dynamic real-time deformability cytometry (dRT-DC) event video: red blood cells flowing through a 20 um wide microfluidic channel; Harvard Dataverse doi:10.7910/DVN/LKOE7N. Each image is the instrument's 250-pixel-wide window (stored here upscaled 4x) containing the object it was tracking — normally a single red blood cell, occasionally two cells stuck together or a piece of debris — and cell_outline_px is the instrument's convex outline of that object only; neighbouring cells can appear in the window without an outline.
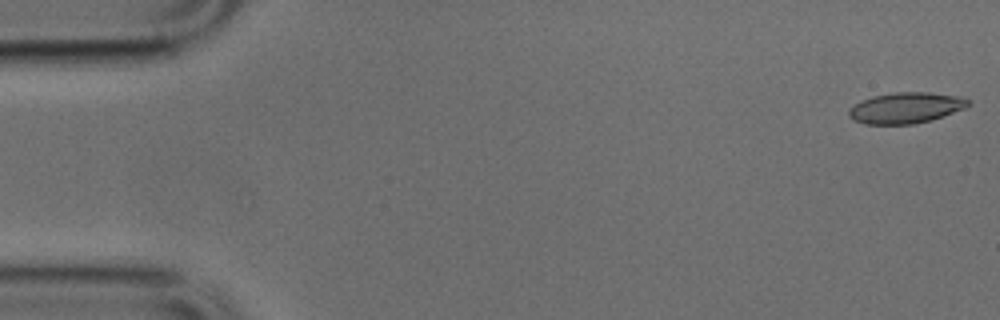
{"species": "common noctule bat (a hibernating species)", "species_latin": "Nyctalus noctula", "temperature_condition": "cold", "stored_images_in_passage": 43, "camera_frame_rate_fps": 3000, "um_per_image_px": 0.085, "animal": {"sex": "male", "body_mass_g": 17.9, "forearm_length_mm": 54.2}, "frame": {"image": 1, "passage_image": 1, "time_ms": 0.0, "image_size_px": [1000, 320], "cell_outline_px": [[972, 104], [964, 108], [932, 120], [916, 124], [864, 124], [852, 120], [848, 116], [848, 108], [872, 96], [896, 92], [928, 92], [964, 96]], "centroid_in_image_um": [77.01, 9.17], "position_along_channel_um": 8.0, "area_um2": 21.68}}
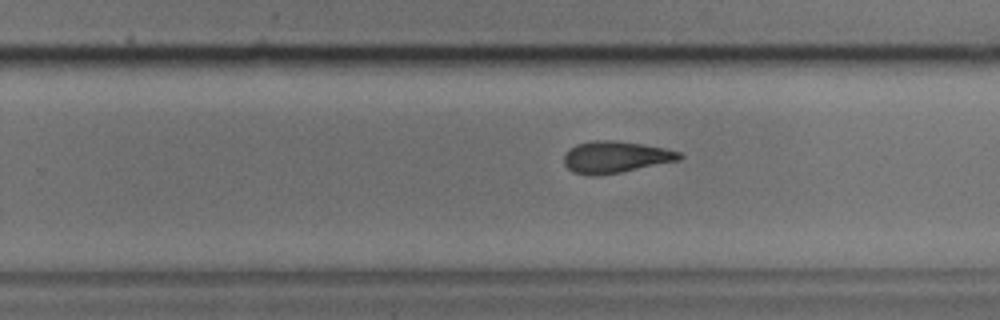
{"frame": {"image": 2, "passage_image": 31, "time_ms": 10.0, "image_size_px": [1000, 320], "cell_outline_px": [[684, 156], [680, 160], [600, 176], [588, 176], [572, 172], [564, 164], [564, 156], [568, 148], [576, 144], [588, 140], [616, 140], [644, 144], [664, 148], [680, 152]], "centroid_in_image_um": [52.28, 13.34], "position_along_channel_um": 277.5, "area_um2": 21.68}}
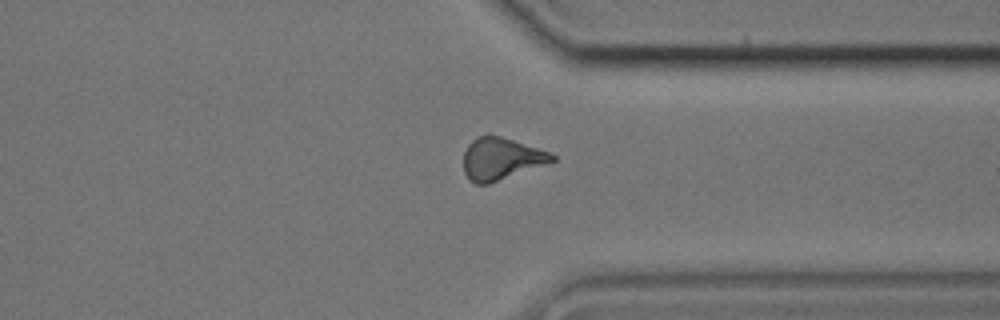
{"frame": {"image": 3, "passage_image": 38, "time_ms": 12.333, "image_size_px": [1000, 320], "cell_outline_px": [[556, 160], [488, 184], [476, 184], [468, 180], [464, 172], [464, 152], [468, 144], [476, 136], [488, 132], [552, 152], [556, 156]], "centroid_in_image_um": [42.57, 13.46], "position_along_channel_um": 368.8, "area_um2": 21.96}}